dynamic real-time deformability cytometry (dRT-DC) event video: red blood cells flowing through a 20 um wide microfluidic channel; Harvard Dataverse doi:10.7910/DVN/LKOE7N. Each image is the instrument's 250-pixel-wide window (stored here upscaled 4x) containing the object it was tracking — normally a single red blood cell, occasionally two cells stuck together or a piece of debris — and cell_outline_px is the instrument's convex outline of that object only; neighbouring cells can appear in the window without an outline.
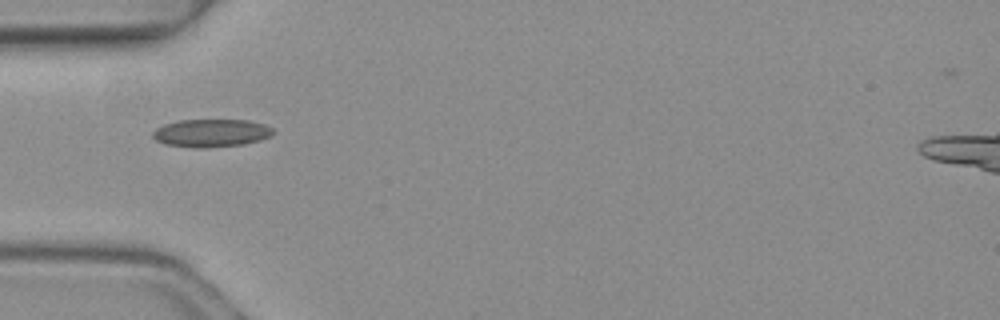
{"species": "common noctule bat (a hibernating species)", "species_latin": "Nyctalus noctula", "temperature_condition": "warm", "stored_images_in_passage": 1, "camera_frame_rate_fps": 3000, "um_per_image_px": 0.085, "animal": {"sex": "female", "body_mass_g": 19.3, "forearm_length_mm": 54.1}, "frame": {"image": 1, "passage_image": 1, "time_ms": 0.0, "image_size_px": [1000, 320], "cell_outline_px": [[276, 132], [272, 136], [260, 140], [244, 144], [208, 148], [196, 148], [164, 144], [156, 140], [152, 136], [152, 132], [156, 128], [164, 124], [180, 120], [248, 120], [264, 124], [272, 128]], "centroid_in_image_um": [17.97, 11.31], "position_along_channel_um": 67.0, "area_um2": 19.77}}